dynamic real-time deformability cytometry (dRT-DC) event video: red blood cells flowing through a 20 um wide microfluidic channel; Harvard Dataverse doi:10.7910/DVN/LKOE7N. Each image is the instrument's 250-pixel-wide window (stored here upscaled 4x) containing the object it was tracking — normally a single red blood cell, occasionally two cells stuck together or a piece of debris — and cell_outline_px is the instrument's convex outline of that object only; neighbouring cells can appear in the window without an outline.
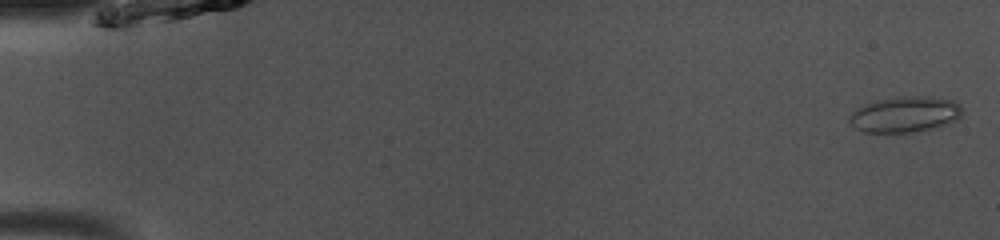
{"species": "common noctule bat (a hibernating species)", "species_latin": "Nyctalus noctula", "temperature_condition": "room temperature", "stored_images_in_passage": 49, "camera_frame_rate_fps": 3000, "um_per_image_px": 0.085, "animal": {"sex": "male", "body_mass_g": 13.0, "forearm_length_mm": 53.1}, "frame": {"image": 1, "passage_image": 1, "time_ms": 0.0, "image_size_px": [1000, 240], "cell_outline_px": [[960, 116], [956, 120], [948, 124], [936, 128], [912, 132], [864, 132], [856, 128], [848, 120], [848, 116], [852, 112], [868, 104], [880, 100], [900, 96], [932, 96], [952, 100], [960, 104]], "centroid_in_image_um": [76.96, 9.73], "position_along_channel_um": 8.0, "area_um2": 23.35}}
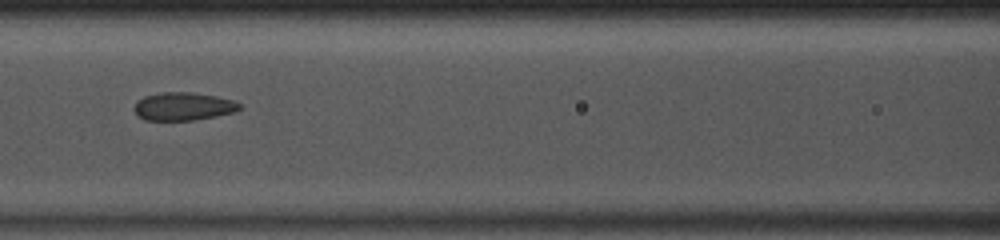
{"frame": {"image": 2, "passage_image": 22, "time_ms": 7.0, "image_size_px": [1000, 240], "cell_outline_px": [[240, 108], [232, 112], [216, 116], [196, 120], [144, 120], [136, 112], [136, 104], [144, 96], [160, 92], [192, 92], [216, 96], [232, 100], [240, 104]], "centroid_in_image_um": [15.59, 9.04], "position_along_channel_um": 151.0, "area_um2": 16.94}}
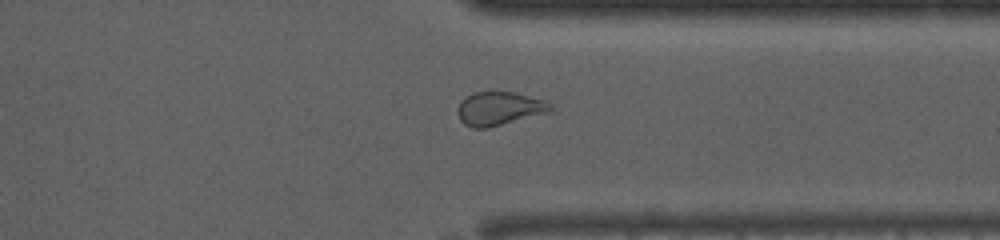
{"frame": {"image": 3, "passage_image": 38, "time_ms": 12.333, "image_size_px": [1000, 240], "cell_outline_px": [[552, 108], [548, 112], [488, 128], [472, 128], [464, 124], [460, 120], [456, 112], [456, 108], [460, 100], [476, 92], [512, 92], [544, 100], [552, 104]], "centroid_in_image_um": [42.38, 9.24], "position_along_channel_um": 369.0, "area_um2": 18.03}, "authors_computed_cell_mechanics": {"area_um2": 18.8428, "velocity_mm_per_s": 4.0921, "shape_relaxation_time_tau1_ms": 6.0766, "shape_relaxation_time_tau2_ms": 1.5135, "deformation_change_tau1": 0.124, "deformation_change_tau2": 0.067}}